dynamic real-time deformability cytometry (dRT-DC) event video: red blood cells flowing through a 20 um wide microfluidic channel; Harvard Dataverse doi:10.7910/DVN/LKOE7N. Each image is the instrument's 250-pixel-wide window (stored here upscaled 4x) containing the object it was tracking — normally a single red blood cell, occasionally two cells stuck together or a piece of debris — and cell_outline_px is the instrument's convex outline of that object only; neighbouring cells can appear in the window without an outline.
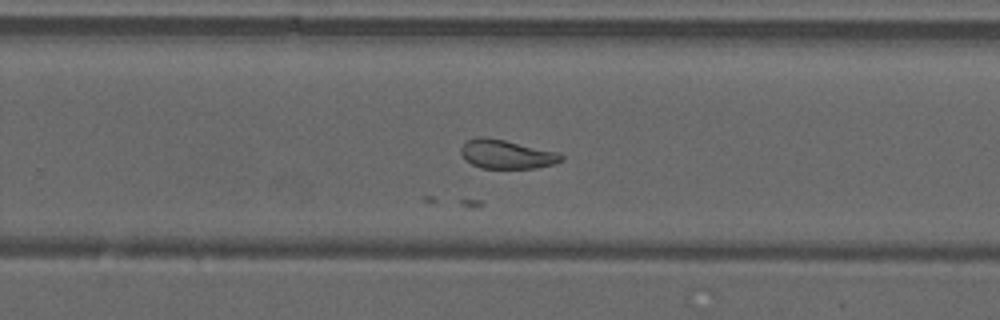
{"species": "common noctule bat (a hibernating species)", "species_latin": "Nyctalus noctula", "temperature_condition": "warm", "stored_images_in_passage": 25, "camera_frame_rate_fps": 3000, "um_per_image_px": 0.085, "animal": {"sex": "male", "forearm_length_mm": 52.5}, "frame": {"image": 1, "passage_image": 17, "time_ms": 5.333, "image_size_px": [1000, 320], "cell_outline_px": [[564, 160], [556, 164], [536, 168], [480, 168], [464, 160], [460, 152], [460, 148], [468, 140], [480, 136], [484, 136], [504, 140], [556, 152], [564, 156]], "centroid_in_image_um": [43.05, 13.12], "position_along_channel_um": 286.8, "area_um2": 16.88}}
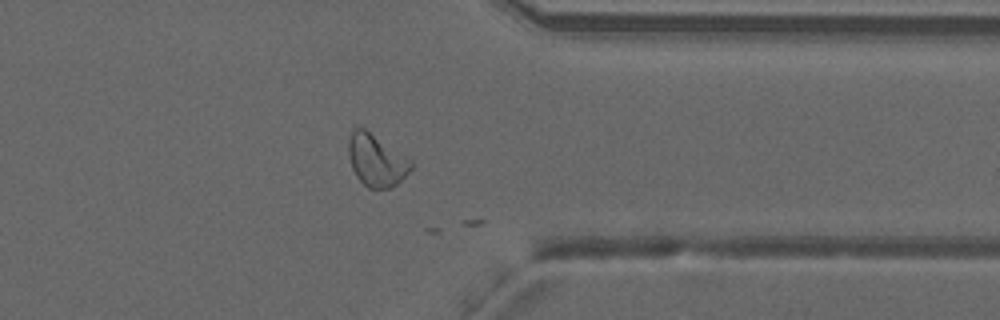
{"frame": {"image": 2, "passage_image": 24, "time_ms": 7.667, "image_size_px": [1000, 320], "cell_outline_px": [[412, 168], [396, 184], [388, 188], [368, 188], [356, 176], [352, 168], [348, 156], [348, 140], [352, 128], [364, 128], [412, 160]], "centroid_in_image_um": [31.96, 13.61], "position_along_channel_um": 379.4, "area_um2": 18.79}}